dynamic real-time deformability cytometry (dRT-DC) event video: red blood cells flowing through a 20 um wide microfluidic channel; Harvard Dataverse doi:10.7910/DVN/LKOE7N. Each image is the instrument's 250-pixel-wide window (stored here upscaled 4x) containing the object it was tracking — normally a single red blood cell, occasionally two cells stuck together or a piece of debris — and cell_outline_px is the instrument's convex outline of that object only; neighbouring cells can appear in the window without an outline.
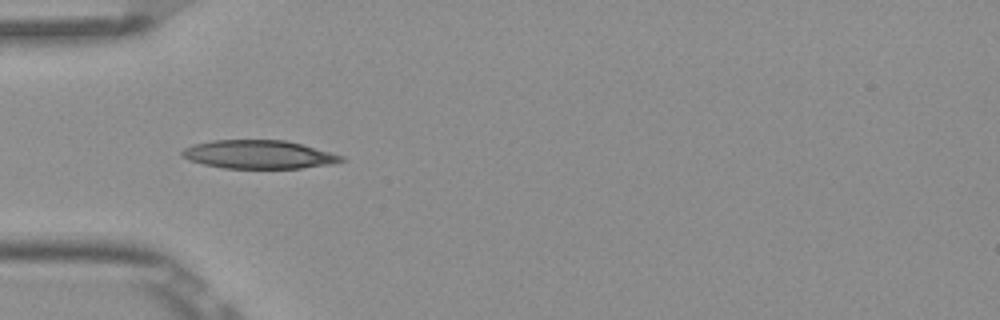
{"species": "Egyptian fruit bat (a non-hibernating species)", "species_latin": "Rousettus aegyptiacus", "temperature_condition": "room temperature", "stored_images_in_passage": 7, "camera_frame_rate_fps": 3000, "um_per_image_px": 0.085, "frame": {"image": 1, "passage_image": 4, "time_ms": 1.0, "image_size_px": [1000, 320], "cell_outline_px": [[348, 160], [332, 164], [300, 168], [224, 168], [204, 164], [188, 160], [180, 156], [180, 152], [184, 148], [192, 144], [212, 140], [284, 140], [300, 144], [344, 156]], "centroid_in_image_um": [21.96, 13.13], "position_along_channel_um": 63.0, "area_um2": 26.41}}
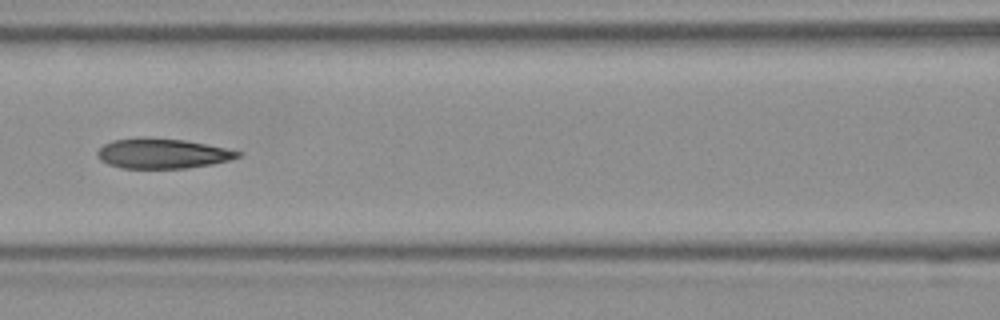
{"frame": {"image": 2, "passage_image": 6, "time_ms": 1.667, "image_size_px": [1000, 320], "cell_outline_px": [[244, 152], [240, 156], [228, 160], [212, 164], [188, 168], [124, 168], [108, 164], [100, 160], [96, 156], [96, 152], [104, 144], [112, 140], [140, 136], [184, 140]], "centroid_in_image_um": [13.76, 13.04], "position_along_channel_um": 152.8, "area_um2": 24.62}}
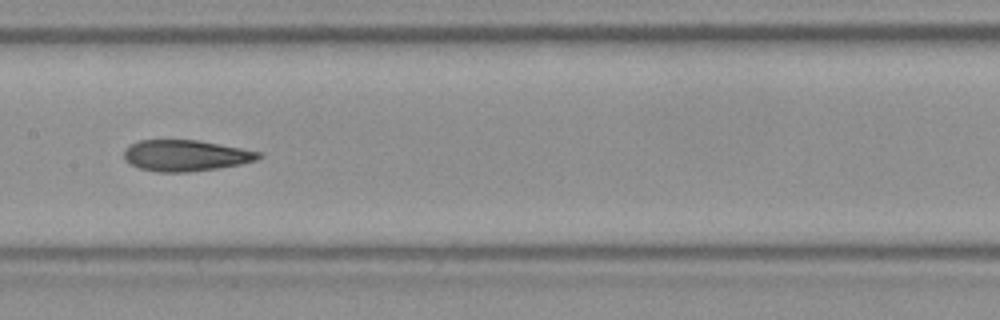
{"frame": {"image": 3, "passage_image": 7, "time_ms": 2.0, "image_size_px": [1000, 320], "cell_outline_px": [[264, 156], [256, 160], [240, 164], [220, 168], [188, 172], [160, 172], [140, 168], [124, 160], [124, 152], [132, 144], [140, 140], [196, 140], [264, 152]], "centroid_in_image_um": [15.84, 13.22], "position_along_channel_um": 191.6, "area_um2": 24.33}}